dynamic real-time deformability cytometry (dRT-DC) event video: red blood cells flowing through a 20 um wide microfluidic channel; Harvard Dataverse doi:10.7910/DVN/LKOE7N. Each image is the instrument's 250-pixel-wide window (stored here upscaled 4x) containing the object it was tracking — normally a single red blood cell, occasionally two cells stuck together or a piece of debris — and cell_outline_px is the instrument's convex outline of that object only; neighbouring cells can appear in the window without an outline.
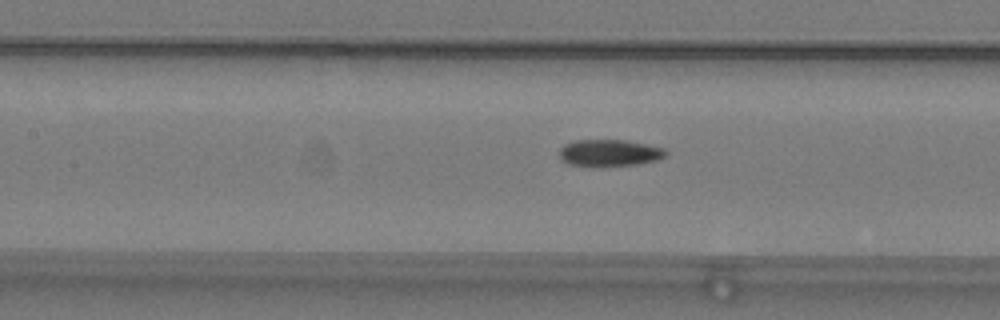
{"species": "common noctule bat (a hibernating species)", "species_latin": "Nyctalus noctula", "temperature_condition": "warm", "stored_images_in_passage": 46, "camera_frame_rate_fps": 3000, "um_per_image_px": 0.085, "animal": {"sex": "male", "body_mass_g": 19.2, "forearm_length_mm": 51.8}, "frame": {"image": 1, "passage_image": 16, "time_ms": 5.0, "image_size_px": [1000, 320], "cell_outline_px": [[668, 152], [664, 156], [656, 160], [640, 164], [596, 168], [592, 168], [568, 164], [560, 160], [560, 148], [564, 144], [576, 140], [624, 140], [664, 148]], "centroid_in_image_um": [51.75, 13.03], "position_along_channel_um": 155.7, "area_um2": 17.05}}
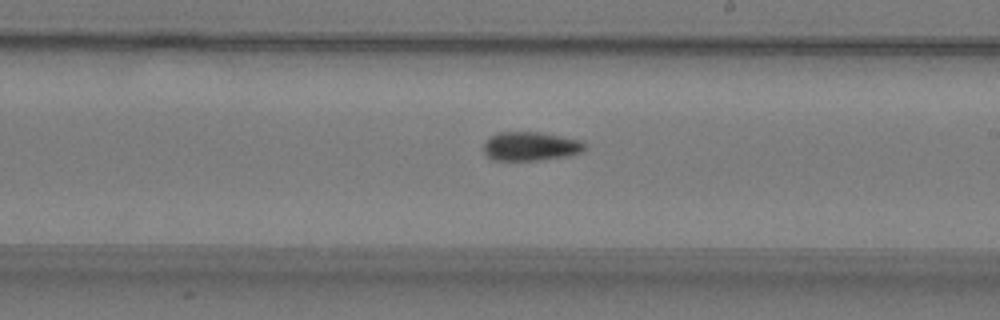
{"frame": {"image": 2, "passage_image": 23, "time_ms": 7.333, "image_size_px": [1000, 320], "cell_outline_px": [[588, 144], [580, 152], [568, 156], [536, 160], [492, 160], [484, 152], [484, 144], [496, 132], [540, 132], [580, 140]], "centroid_in_image_um": [45.1, 12.43], "position_along_channel_um": 243.9, "area_um2": 16.88}}
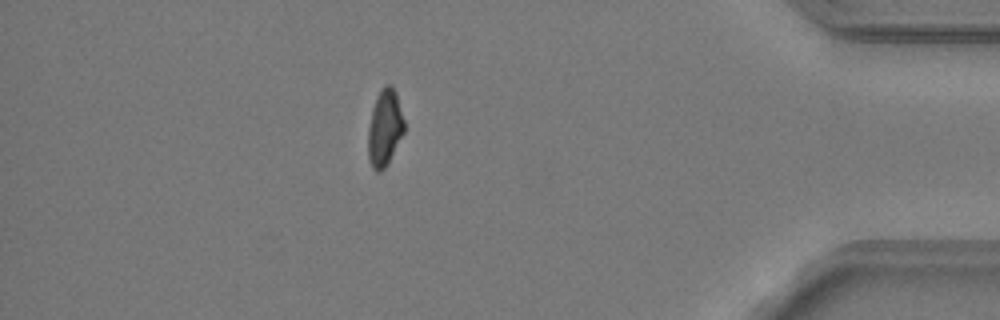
{"frame": {"image": 3, "passage_image": 39, "time_ms": 12.667, "image_size_px": [1000, 320], "cell_outline_px": [[404, 132], [384, 168], [380, 172], [376, 172], [372, 168], [368, 160], [368, 128], [372, 108], [376, 96], [384, 84], [392, 84], [396, 92], [404, 120]], "centroid_in_image_um": [32.68, 10.84], "position_along_channel_um": 402.5, "area_um2": 16.13}, "authors_computed_cell_mechanics": {"area_um2": 16.762, "velocity_mm_per_s": 3.7932, "shape_relaxation_time_tau1_ms": null, "shape_relaxation_time_tau2_ms": 8.0417, "deformation_change_tau1": null, "deformation_change_tau2": 0.1339}}